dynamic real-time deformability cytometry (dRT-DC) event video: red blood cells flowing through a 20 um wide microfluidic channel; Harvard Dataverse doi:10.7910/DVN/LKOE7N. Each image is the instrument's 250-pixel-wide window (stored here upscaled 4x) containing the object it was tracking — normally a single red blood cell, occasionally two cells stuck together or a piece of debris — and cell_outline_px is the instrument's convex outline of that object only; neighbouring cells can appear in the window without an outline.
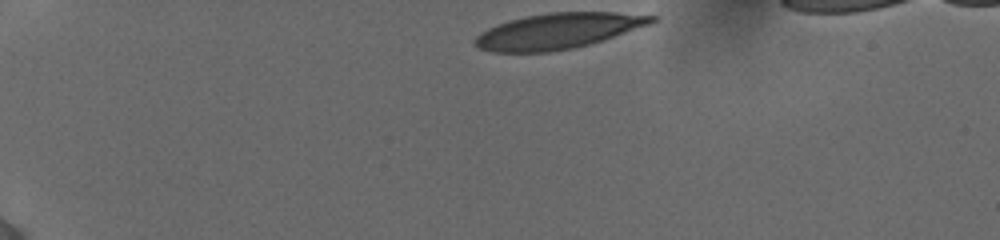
{"species": "human", "species_latin": "Homo sapiens", "temperature_condition": "cold", "stored_images_in_passage": 42, "camera_frame_rate_fps": 3000, "um_per_image_px": 0.085, "donor": {"sex": "female"}, "frame": {"image": 1, "passage_image": 1, "time_ms": 0.0, "image_size_px": [1000, 240], "cell_outline_px": [[660, 20], [652, 24], [604, 40], [572, 48], [548, 52], [492, 52], [480, 48], [472, 44], [472, 40], [480, 32], [496, 24], [508, 20], [524, 16], [548, 12], [616, 12], [660, 16]], "centroid_in_image_um": [47.46, 2.62], "position_along_channel_um": 37.5, "area_um2": 37.17}}
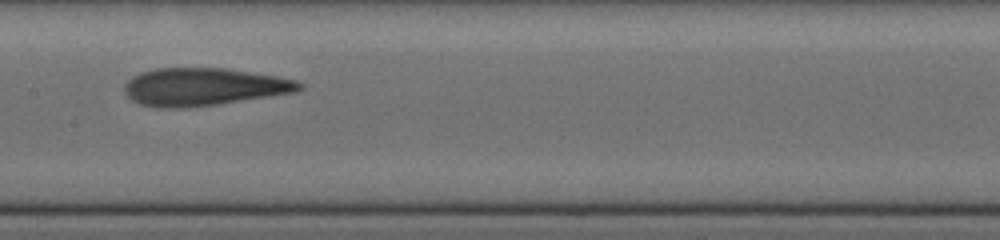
{"frame": {"image": 2, "passage_image": 24, "time_ms": 6.0, "image_size_px": [1000, 240], "cell_outline_px": [[304, 88], [296, 92], [216, 104], [188, 108], [156, 108], [140, 104], [132, 100], [124, 92], [124, 84], [132, 76], [140, 72], [156, 68], [228, 68], [276, 76], [296, 80], [304, 84]], "centroid_in_image_um": [17.29, 7.38], "position_along_channel_um": 190.1, "area_um2": 38.61}}
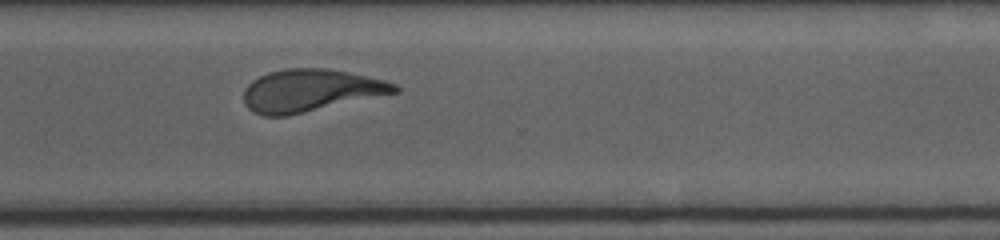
{"frame": {"image": 3, "passage_image": 41, "time_ms": 10.0, "image_size_px": [1000, 240], "cell_outline_px": [[400, 92], [288, 116], [264, 116], [252, 112], [244, 104], [244, 88], [252, 80], [268, 72], [284, 68], [328, 68], [348, 72], [384, 80], [396, 84], [400, 88]], "centroid_in_image_um": [26.38, 7.7], "position_along_channel_um": 344.2, "area_um2": 37.57}}